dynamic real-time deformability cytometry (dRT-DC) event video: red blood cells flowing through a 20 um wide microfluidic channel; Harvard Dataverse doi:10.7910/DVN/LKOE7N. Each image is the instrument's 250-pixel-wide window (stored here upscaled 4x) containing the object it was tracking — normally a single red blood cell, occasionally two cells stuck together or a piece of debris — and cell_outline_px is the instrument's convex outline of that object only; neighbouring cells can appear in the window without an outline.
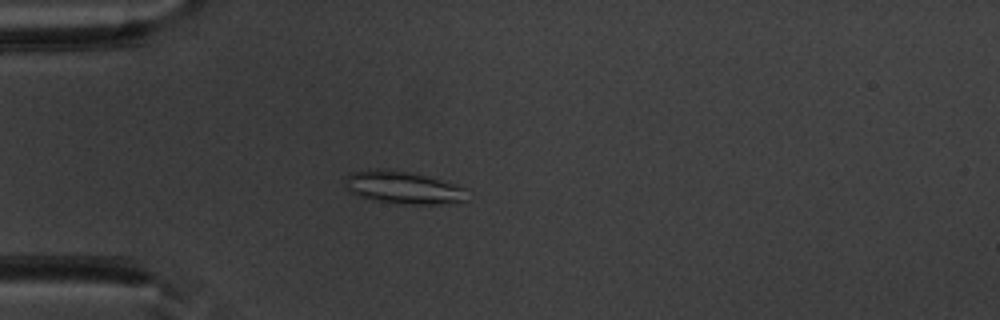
{"species": "common noctule bat (a hibernating species)", "species_latin": "Nyctalus noctula", "temperature_condition": "warm", "stored_images_in_passage": 47, "camera_frame_rate_fps": 3000, "um_per_image_px": 0.085, "animal": {"sex": "male", "body_mass_g": 20.1, "forearm_length_mm": 53.5}, "frame": {"image": 1, "passage_image": 10, "time_ms": 3.0, "image_size_px": [1000, 320], "cell_outline_px": [[464, 200], [440, 204], [396, 204], [372, 200], [356, 196], [348, 192], [344, 188], [344, 176], [348, 172], [376, 168], [388, 168], [424, 176], [440, 180], [464, 188]], "centroid_in_image_um": [34.06, 15.93], "position_along_channel_um": 50.9, "area_um2": 23.29}}
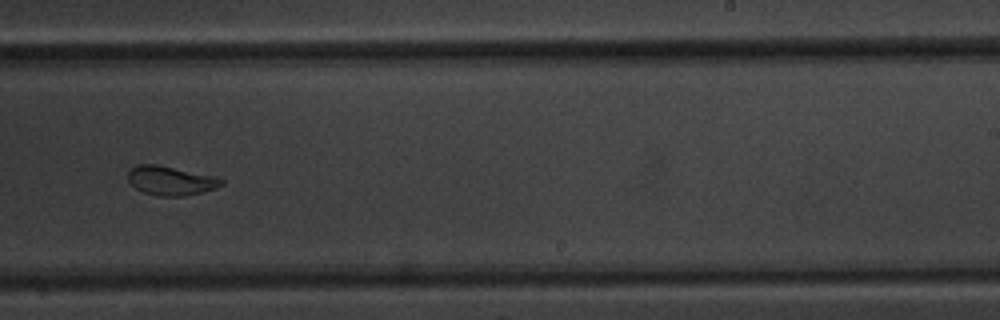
{"frame": {"image": 2, "passage_image": 28, "time_ms": 9.0, "image_size_px": [1000, 320], "cell_outline_px": [[224, 184], [216, 188], [184, 196], [160, 196], [144, 192], [136, 188], [128, 180], [128, 172], [136, 164], [156, 164], [216, 176], [224, 180]], "centroid_in_image_um": [14.53, 15.34], "position_along_channel_um": 274.5, "area_um2": 15.78}}
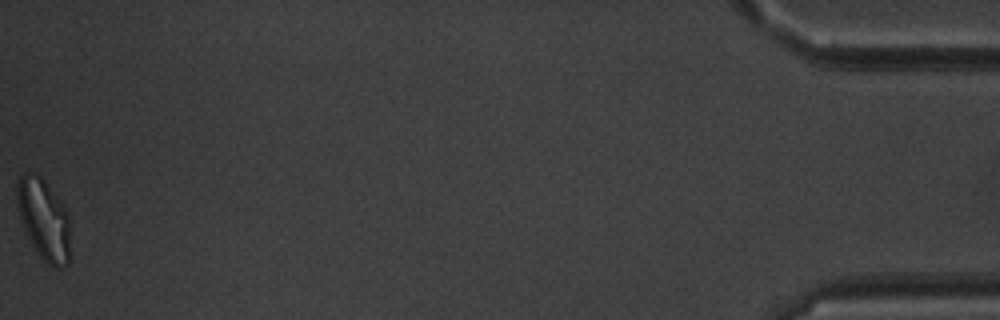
{"frame": {"image": 3, "passage_image": 47, "time_ms": 15.333, "image_size_px": [1000, 320], "cell_outline_px": [[68, 264], [60, 268], [56, 268], [48, 264], [40, 256], [32, 244], [24, 228], [20, 216], [16, 196], [16, 184], [20, 176], [24, 172], [28, 172], [40, 176], [44, 180], [64, 204], [68, 212]], "centroid_in_image_um": [3.71, 18.61], "position_along_channel_um": 431.5, "area_um2": 24.8}, "authors_computed_cell_mechanics": {"area_um2": 18.6694, "velocity_mm_per_s": 3.9613, "shape_relaxation_time_tau1_ms": 4.3768, "shape_relaxation_time_tau2_ms": 2.0514, "deformation_change_tau1": 0.1319, "deformation_change_tau2": 0.079}}